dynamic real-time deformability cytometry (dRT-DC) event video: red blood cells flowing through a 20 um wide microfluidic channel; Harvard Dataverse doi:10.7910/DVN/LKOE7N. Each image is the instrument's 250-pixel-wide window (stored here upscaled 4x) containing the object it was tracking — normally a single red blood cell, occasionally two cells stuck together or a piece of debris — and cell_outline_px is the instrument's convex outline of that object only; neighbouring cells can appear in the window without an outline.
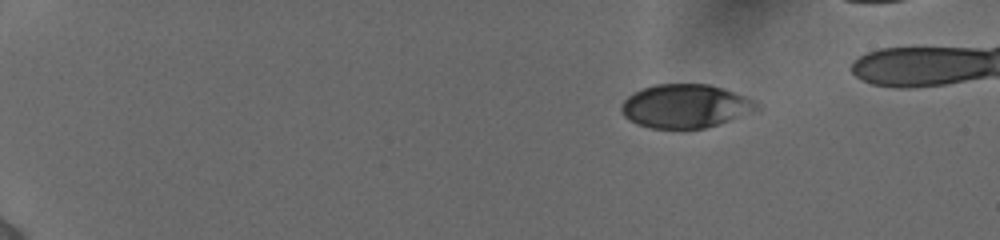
{"species": "human", "species_latin": "Homo sapiens", "temperature_condition": "cold", "stored_images_in_passage": 5, "camera_frame_rate_fps": 3000, "um_per_image_px": 0.085, "donor": {"sex": "female"}, "frame": {"image": 1, "passage_image": 1, "time_ms": 0.0, "image_size_px": [1000, 240], "cell_outline_px": [[760, 108], [752, 112], [704, 128], [652, 128], [636, 124], [624, 116], [620, 112], [620, 108], [624, 100], [628, 96], [644, 88], [656, 84], [708, 84], [756, 100], [760, 104]], "centroid_in_image_um": [58.24, 9.02], "position_along_channel_um": 26.8, "area_um2": 33.99}}
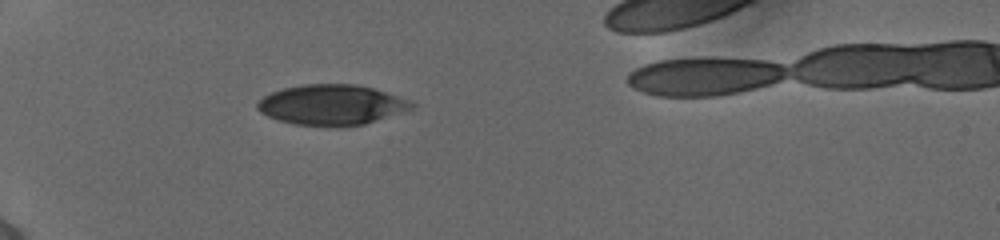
{"frame": {"image": 2, "passage_image": 4, "time_ms": 3.333, "image_size_px": [1000, 240], "cell_outline_px": [[416, 104], [412, 108], [364, 124], [340, 128], [292, 124], [268, 116], [260, 112], [256, 108], [256, 104], [264, 96], [272, 92], [284, 88], [304, 84], [356, 84], [372, 88], [408, 100]], "centroid_in_image_um": [28.14, 8.93], "position_along_channel_um": 56.9, "area_um2": 36.13}}